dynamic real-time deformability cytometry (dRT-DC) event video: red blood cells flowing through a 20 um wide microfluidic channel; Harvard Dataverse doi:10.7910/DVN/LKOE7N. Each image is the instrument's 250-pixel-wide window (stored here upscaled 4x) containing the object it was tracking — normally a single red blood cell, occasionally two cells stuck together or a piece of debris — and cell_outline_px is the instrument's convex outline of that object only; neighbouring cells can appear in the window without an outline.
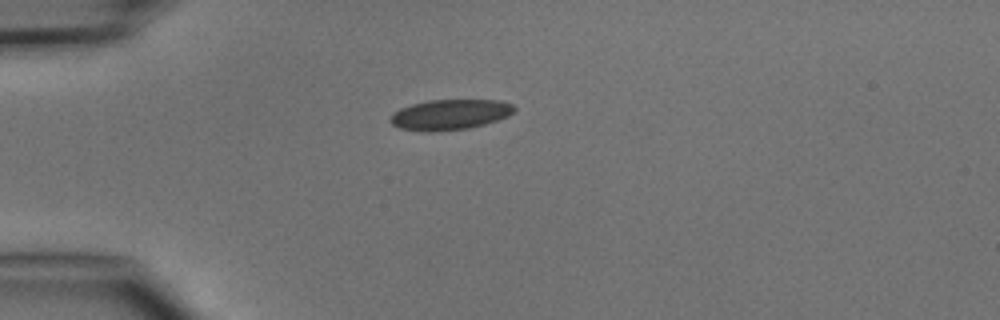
{"species": "common noctule bat (a hibernating species)", "species_latin": "Nyctalus noctula", "temperature_condition": "cold", "stored_images_in_passage": 3, "camera_frame_rate_fps": 3000, "um_per_image_px": 0.085, "animal": {"sex": "male", "body_mass_g": 15.6}, "frame": {"image": 1, "passage_image": 1, "time_ms": 0.0, "image_size_px": [1000, 320], "cell_outline_px": [[516, 108], [508, 116], [484, 124], [468, 128], [436, 132], [424, 132], [400, 128], [392, 124], [388, 120], [392, 112], [400, 108], [412, 104], [428, 100], [500, 100], [512, 104]], "centroid_in_image_um": [38.2, 9.74], "position_along_channel_um": 46.8, "area_um2": 22.08}}